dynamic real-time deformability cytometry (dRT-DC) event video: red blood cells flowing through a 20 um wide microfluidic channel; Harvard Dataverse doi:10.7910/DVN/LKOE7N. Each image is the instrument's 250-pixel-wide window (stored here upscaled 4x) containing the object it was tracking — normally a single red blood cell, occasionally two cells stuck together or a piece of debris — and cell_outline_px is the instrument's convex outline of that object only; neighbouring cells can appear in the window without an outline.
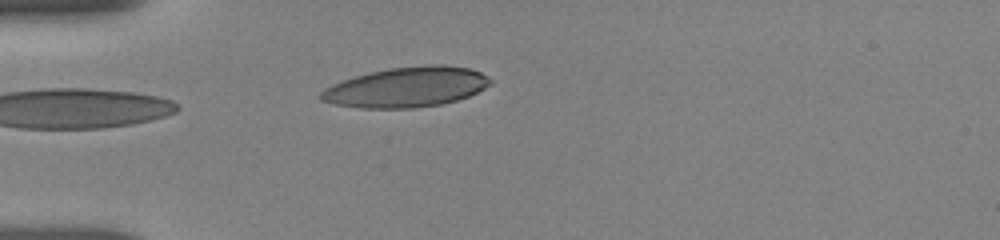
{"species": "human", "species_latin": "Homo sapiens", "temperature_condition": "room temperature", "stored_images_in_passage": 30, "camera_frame_rate_fps": 3000, "um_per_image_px": 0.085, "donor": {"sex": "female"}, "frame": {"image": 1, "passage_image": 1, "time_ms": 0.0, "image_size_px": [1000, 240], "cell_outline_px": [[492, 84], [468, 96], [456, 100], [440, 104], [412, 108], [360, 108], [336, 104], [320, 100], [316, 96], [324, 88], [332, 84], [356, 76], [388, 68], [432, 64], [444, 64], [472, 68], [488, 76], [492, 80]], "centroid_in_image_um": [34.56, 7.4], "position_along_channel_um": 50.4, "area_um2": 39.65}}
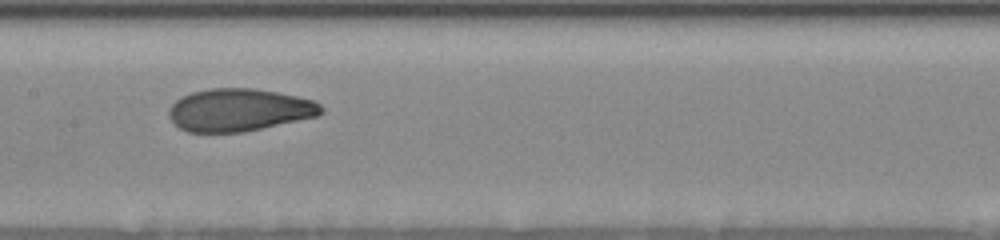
{"frame": {"image": 2, "passage_image": 10, "time_ms": 4.0, "image_size_px": [1000, 240], "cell_outline_px": [[324, 112], [316, 116], [244, 132], [188, 132], [180, 128], [168, 116], [168, 108], [176, 100], [192, 92], [212, 88], [256, 88], [296, 96], [312, 100], [320, 104], [324, 108]], "centroid_in_image_um": [20.32, 9.34], "position_along_channel_um": 187.1, "area_um2": 37.63}}
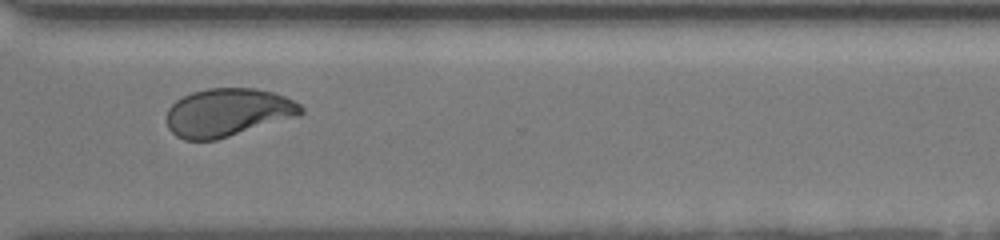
{"frame": {"image": 3, "passage_image": 22, "time_ms": 8.333, "image_size_px": [1000, 240], "cell_outline_px": [[304, 112], [300, 116], [216, 140], [184, 140], [176, 136], [168, 128], [168, 108], [176, 100], [192, 92], [208, 88], [256, 88], [272, 92], [284, 96], [300, 104], [304, 108]], "centroid_in_image_um": [19.38, 9.56], "position_along_channel_um": 351.2, "area_um2": 37.74}, "authors_computed_cell_mechanics": {"area_um2": 38.0613, "velocity_mm_per_s": 3.7999, "shape_relaxation_time_tau1_ms": 6.8429, "shape_relaxation_time_tau2_ms": 0.992, "deformation_change_tau1": 0.2033, "deformation_change_tau2": 0.0667}}